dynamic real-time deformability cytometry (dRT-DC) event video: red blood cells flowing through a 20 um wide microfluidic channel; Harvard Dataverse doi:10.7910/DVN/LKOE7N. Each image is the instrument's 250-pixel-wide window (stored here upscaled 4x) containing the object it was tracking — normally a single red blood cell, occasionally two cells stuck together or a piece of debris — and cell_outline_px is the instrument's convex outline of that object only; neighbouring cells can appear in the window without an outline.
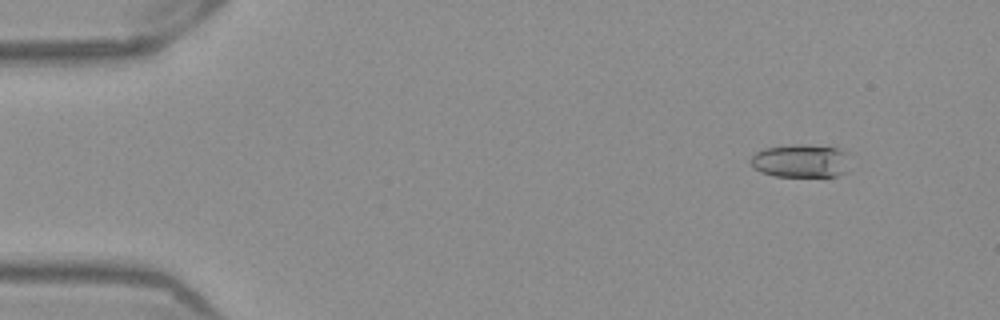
{"species": "Egyptian fruit bat (a non-hibernating species)", "species_latin": "Rousettus aegyptiacus", "temperature_condition": "warm", "stored_images_in_passage": 53, "camera_frame_rate_fps": 3000, "um_per_image_px": 0.085, "frame": {"image": 1, "passage_image": 6, "time_ms": 1.667, "image_size_px": [1000, 320], "cell_outline_px": [[848, 152], [844, 172], [836, 176], [776, 176], [760, 172], [752, 164], [752, 156], [756, 152], [764, 148], [792, 144], [804, 144], [836, 148]], "centroid_in_image_um": [68.04, 13.66], "position_along_channel_um": 17.0, "area_um2": 18.96}}
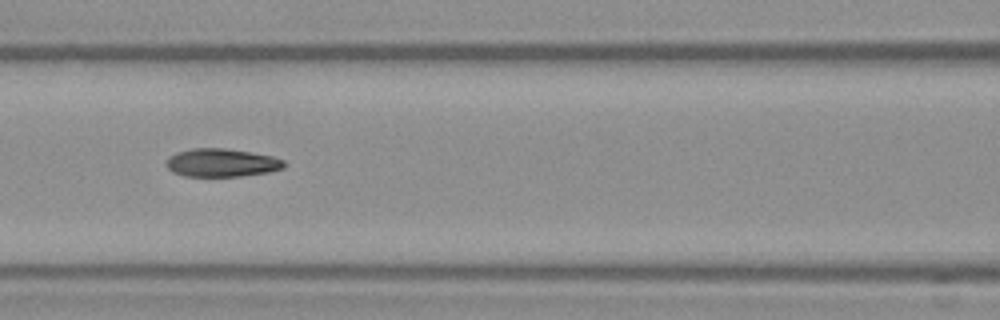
{"frame": {"image": 2, "passage_image": 24, "time_ms": 7.667, "image_size_px": [1000, 320], "cell_outline_px": [[288, 164], [284, 168], [268, 172], [240, 176], [184, 176], [172, 172], [164, 164], [168, 156], [176, 152], [192, 148], [224, 148], [272, 156], [284, 160]], "centroid_in_image_um": [18.81, 13.83], "position_along_channel_um": 147.8, "area_um2": 19.48}}
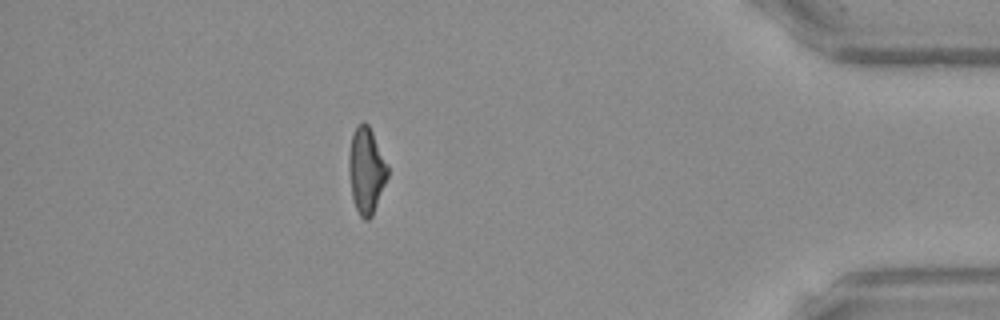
{"frame": {"image": 3, "passage_image": 47, "time_ms": 15.333, "image_size_px": [1000, 320], "cell_outline_px": [[388, 176], [372, 216], [368, 220], [364, 220], [360, 216], [356, 208], [352, 196], [348, 168], [348, 152], [352, 132], [364, 120], [368, 124], [388, 164]], "centroid_in_image_um": [31.12, 14.47], "position_along_channel_um": 404.1, "area_um2": 19.48}, "authors_computed_cell_mechanics": {"area_um2": 19.7098, "velocity_mm_per_s": 3.924, "shape_relaxation_time_tau1_ms": 8.0596, "shape_relaxation_time_tau2_ms": 2.3095, "deformation_change_tau1": 0.2049, "deformation_change_tau2": 0.1048}}